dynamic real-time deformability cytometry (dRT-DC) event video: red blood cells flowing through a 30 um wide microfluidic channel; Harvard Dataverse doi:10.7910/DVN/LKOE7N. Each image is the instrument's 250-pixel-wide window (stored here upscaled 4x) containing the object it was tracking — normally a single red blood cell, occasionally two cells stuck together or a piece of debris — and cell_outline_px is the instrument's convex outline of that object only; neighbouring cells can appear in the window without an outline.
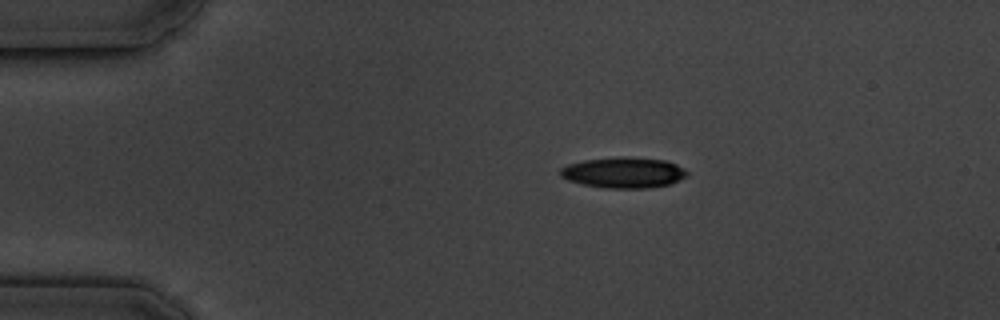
{"species": "common noctule bat (a hibernating species)", "species_latin": "Nyctalus noctula", "temperature_condition": "cold", "stored_images_in_passage": 5, "camera_frame_rate_fps": 3000, "um_per_image_px": 0.085, "animal": {"sex": "male", "body_mass_g": 19.5, "forearm_length_mm": 54.6}, "frame": {"image": 1, "passage_image": 2, "time_ms": 2.0, "image_size_px": [1000, 320], "cell_outline_px": [[688, 176], [680, 180], [668, 184], [648, 188], [604, 188], [584, 184], [568, 180], [560, 176], [560, 168], [568, 164], [584, 160], [620, 156], [628, 156], [664, 160], [676, 164], [684, 168], [688, 172]], "centroid_in_image_um": [53.01, 14.66], "position_along_channel_um": 32.0, "area_um2": 22.83}}
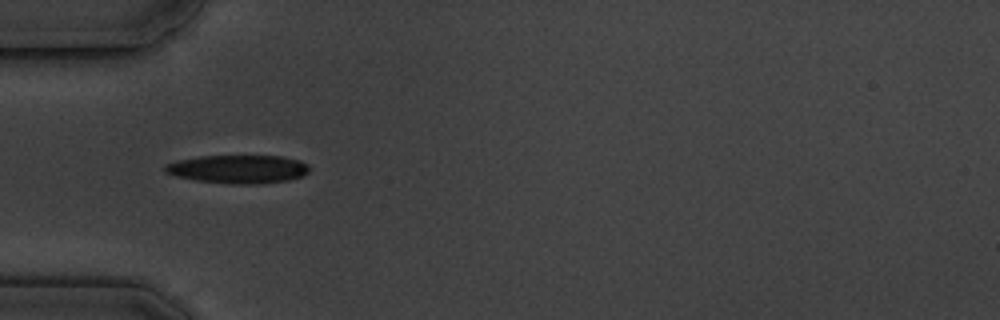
{"frame": {"image": 2, "passage_image": 4, "time_ms": 4.333, "image_size_px": [1000, 320], "cell_outline_px": [[308, 172], [304, 176], [288, 180], [252, 184], [232, 184], [196, 180], [176, 176], [164, 172], [164, 164], [176, 160], [200, 156], [280, 156], [300, 160], [308, 164]], "centroid_in_image_um": [20.22, 14.37], "position_along_channel_um": 64.8, "area_um2": 23.87}}